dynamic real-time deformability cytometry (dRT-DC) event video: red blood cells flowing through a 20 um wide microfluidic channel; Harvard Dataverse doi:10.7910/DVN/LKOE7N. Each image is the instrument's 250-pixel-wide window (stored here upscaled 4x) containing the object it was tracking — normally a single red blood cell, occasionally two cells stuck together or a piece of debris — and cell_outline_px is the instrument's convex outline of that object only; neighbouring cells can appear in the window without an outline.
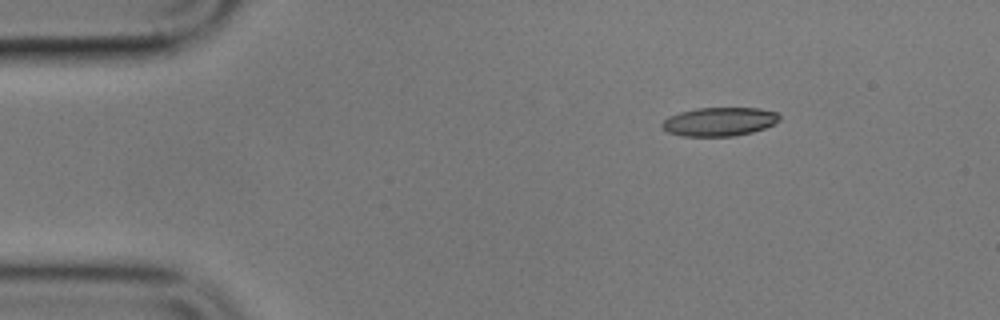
{"species": "common noctule bat (a hibernating species)", "species_latin": "Nyctalus noctula", "temperature_condition": "cold", "stored_images_in_passage": 4, "segment_of_instrument_passage": [1, 2], "camera_frame_rate_fps": 3000, "um_per_image_px": 0.085, "animal": {"sex": "male", "body_mass_g": 17.9}, "frame": {"image": 1, "passage_image": 1, "time_ms": 0.0, "image_size_px": [1000, 320], "cell_outline_px": [[780, 120], [764, 128], [752, 132], [736, 136], [680, 136], [668, 132], [660, 124], [668, 116], [680, 112], [696, 108], [760, 108], [776, 112], [780, 116]], "centroid_in_image_um": [61.13, 10.34], "position_along_channel_um": 23.9, "area_um2": 19.65}}
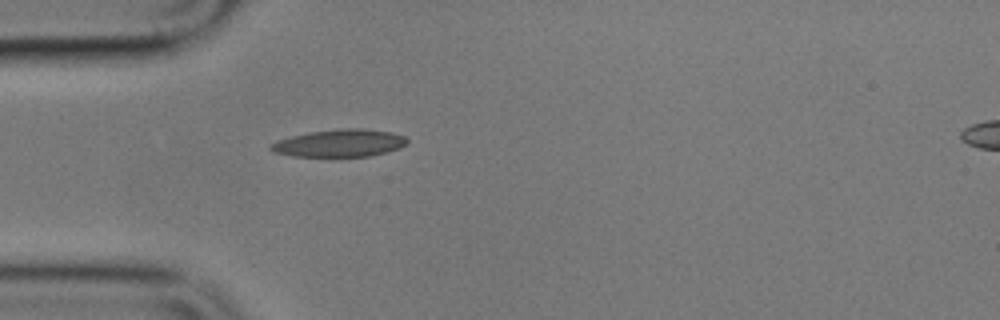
{"frame": {"image": 2, "passage_image": 3, "time_ms": 2.667, "image_size_px": [1000, 320], "cell_outline_px": [[408, 144], [400, 148], [388, 152], [368, 156], [292, 156], [272, 152], [268, 148], [276, 140], [308, 132], [344, 128], [360, 128], [392, 132], [404, 136], [408, 140]], "centroid_in_image_um": [28.88, 12.16], "position_along_channel_um": 56.1, "area_um2": 21.91}}